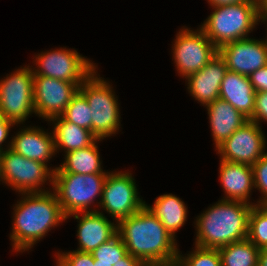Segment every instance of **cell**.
I'll return each mask as SVG.
<instances>
[{"mask_svg": "<svg viewBox=\"0 0 267 266\" xmlns=\"http://www.w3.org/2000/svg\"><path fill=\"white\" fill-rule=\"evenodd\" d=\"M117 234L127 252L145 266H176L179 252L177 240L146 205L119 221Z\"/></svg>", "mask_w": 267, "mask_h": 266, "instance_id": "6da1fadb", "label": "cell"}, {"mask_svg": "<svg viewBox=\"0 0 267 266\" xmlns=\"http://www.w3.org/2000/svg\"><path fill=\"white\" fill-rule=\"evenodd\" d=\"M52 191L50 188L46 192L21 193L12 212V252L31 250L51 229L67 220Z\"/></svg>", "mask_w": 267, "mask_h": 266, "instance_id": "7a4b0ae2", "label": "cell"}, {"mask_svg": "<svg viewBox=\"0 0 267 266\" xmlns=\"http://www.w3.org/2000/svg\"><path fill=\"white\" fill-rule=\"evenodd\" d=\"M254 205L235 200L220 199L195 219L194 245L220 249L248 236L249 215Z\"/></svg>", "mask_w": 267, "mask_h": 266, "instance_id": "3957f363", "label": "cell"}, {"mask_svg": "<svg viewBox=\"0 0 267 266\" xmlns=\"http://www.w3.org/2000/svg\"><path fill=\"white\" fill-rule=\"evenodd\" d=\"M211 7L214 11L199 28L218 49L226 43L249 38L260 22L257 1Z\"/></svg>", "mask_w": 267, "mask_h": 266, "instance_id": "277c9868", "label": "cell"}, {"mask_svg": "<svg viewBox=\"0 0 267 266\" xmlns=\"http://www.w3.org/2000/svg\"><path fill=\"white\" fill-rule=\"evenodd\" d=\"M106 178L107 174L53 173L52 189L64 215L98 211Z\"/></svg>", "mask_w": 267, "mask_h": 266, "instance_id": "5b68a950", "label": "cell"}, {"mask_svg": "<svg viewBox=\"0 0 267 266\" xmlns=\"http://www.w3.org/2000/svg\"><path fill=\"white\" fill-rule=\"evenodd\" d=\"M95 70L79 87L91 108L92 133L104 140L119 132L120 110L118 98L110 82ZM99 75V76H98Z\"/></svg>", "mask_w": 267, "mask_h": 266, "instance_id": "8992f818", "label": "cell"}, {"mask_svg": "<svg viewBox=\"0 0 267 266\" xmlns=\"http://www.w3.org/2000/svg\"><path fill=\"white\" fill-rule=\"evenodd\" d=\"M6 147L1 152L2 183L19 194L49 191L43 185L45 182L53 185V173L57 167L51 168L42 162L25 158L11 149V140Z\"/></svg>", "mask_w": 267, "mask_h": 266, "instance_id": "52a82bcc", "label": "cell"}, {"mask_svg": "<svg viewBox=\"0 0 267 266\" xmlns=\"http://www.w3.org/2000/svg\"><path fill=\"white\" fill-rule=\"evenodd\" d=\"M32 67L21 66L0 80V116L16 126L35 114Z\"/></svg>", "mask_w": 267, "mask_h": 266, "instance_id": "ba28073f", "label": "cell"}, {"mask_svg": "<svg viewBox=\"0 0 267 266\" xmlns=\"http://www.w3.org/2000/svg\"><path fill=\"white\" fill-rule=\"evenodd\" d=\"M33 57L34 76H47L71 83L81 84L96 70V63L83 57L77 50L57 48L37 53Z\"/></svg>", "mask_w": 267, "mask_h": 266, "instance_id": "9c48e42d", "label": "cell"}, {"mask_svg": "<svg viewBox=\"0 0 267 266\" xmlns=\"http://www.w3.org/2000/svg\"><path fill=\"white\" fill-rule=\"evenodd\" d=\"M176 34L172 48L174 64L178 75L186 79L201 70L217 54L218 48L200 29L181 27ZM191 29V30H190Z\"/></svg>", "mask_w": 267, "mask_h": 266, "instance_id": "30bf717a", "label": "cell"}, {"mask_svg": "<svg viewBox=\"0 0 267 266\" xmlns=\"http://www.w3.org/2000/svg\"><path fill=\"white\" fill-rule=\"evenodd\" d=\"M135 183L129 171H109L107 174L99 207L116 223L135 214L145 205Z\"/></svg>", "mask_w": 267, "mask_h": 266, "instance_id": "8fae6325", "label": "cell"}, {"mask_svg": "<svg viewBox=\"0 0 267 266\" xmlns=\"http://www.w3.org/2000/svg\"><path fill=\"white\" fill-rule=\"evenodd\" d=\"M262 126L248 121L238 128L215 151L220 159L231 163L253 165L267 151V140Z\"/></svg>", "mask_w": 267, "mask_h": 266, "instance_id": "7c38bea8", "label": "cell"}, {"mask_svg": "<svg viewBox=\"0 0 267 266\" xmlns=\"http://www.w3.org/2000/svg\"><path fill=\"white\" fill-rule=\"evenodd\" d=\"M78 90L79 86L76 83L47 76H34L35 114L46 119L45 121L61 116Z\"/></svg>", "mask_w": 267, "mask_h": 266, "instance_id": "4fadbf2b", "label": "cell"}, {"mask_svg": "<svg viewBox=\"0 0 267 266\" xmlns=\"http://www.w3.org/2000/svg\"><path fill=\"white\" fill-rule=\"evenodd\" d=\"M261 40V41H260ZM244 38L224 44L218 49L228 71L250 76L267 65V38Z\"/></svg>", "mask_w": 267, "mask_h": 266, "instance_id": "5bb4252c", "label": "cell"}, {"mask_svg": "<svg viewBox=\"0 0 267 266\" xmlns=\"http://www.w3.org/2000/svg\"><path fill=\"white\" fill-rule=\"evenodd\" d=\"M103 212L105 211L99 209L94 212L75 213L66 217V219L74 217L78 221L76 236L79 246L76 251L92 253L102 243L109 241L117 234V223L108 220Z\"/></svg>", "mask_w": 267, "mask_h": 266, "instance_id": "9a60e30c", "label": "cell"}, {"mask_svg": "<svg viewBox=\"0 0 267 266\" xmlns=\"http://www.w3.org/2000/svg\"><path fill=\"white\" fill-rule=\"evenodd\" d=\"M227 71L226 62L218 53L201 70L186 78L188 92L205 107L219 99L221 82Z\"/></svg>", "mask_w": 267, "mask_h": 266, "instance_id": "2e32d148", "label": "cell"}, {"mask_svg": "<svg viewBox=\"0 0 267 266\" xmlns=\"http://www.w3.org/2000/svg\"><path fill=\"white\" fill-rule=\"evenodd\" d=\"M23 127L11 137V149L25 158L48 166V161L56 155L52 131L49 133L38 126Z\"/></svg>", "mask_w": 267, "mask_h": 266, "instance_id": "e0dca14e", "label": "cell"}, {"mask_svg": "<svg viewBox=\"0 0 267 266\" xmlns=\"http://www.w3.org/2000/svg\"><path fill=\"white\" fill-rule=\"evenodd\" d=\"M219 180L224 190L223 200L250 202L254 187L253 167L247 164L231 163L220 159Z\"/></svg>", "mask_w": 267, "mask_h": 266, "instance_id": "ac0fdd59", "label": "cell"}, {"mask_svg": "<svg viewBox=\"0 0 267 266\" xmlns=\"http://www.w3.org/2000/svg\"><path fill=\"white\" fill-rule=\"evenodd\" d=\"M205 108H207V114L209 116L215 149L238 128L249 121L247 117L237 111L230 103L220 98L206 105Z\"/></svg>", "mask_w": 267, "mask_h": 266, "instance_id": "d6986e66", "label": "cell"}, {"mask_svg": "<svg viewBox=\"0 0 267 266\" xmlns=\"http://www.w3.org/2000/svg\"><path fill=\"white\" fill-rule=\"evenodd\" d=\"M255 93L249 76L227 71L221 82L219 98L250 119L254 111Z\"/></svg>", "mask_w": 267, "mask_h": 266, "instance_id": "ffe728a7", "label": "cell"}, {"mask_svg": "<svg viewBox=\"0 0 267 266\" xmlns=\"http://www.w3.org/2000/svg\"><path fill=\"white\" fill-rule=\"evenodd\" d=\"M48 122H52L54 126L52 128V134L56 154L60 150L68 153L77 149L86 148L98 139L92 131L66 121L62 116L52 118Z\"/></svg>", "mask_w": 267, "mask_h": 266, "instance_id": "44dd1931", "label": "cell"}, {"mask_svg": "<svg viewBox=\"0 0 267 266\" xmlns=\"http://www.w3.org/2000/svg\"><path fill=\"white\" fill-rule=\"evenodd\" d=\"M145 205L174 238L176 231L183 227L187 221L188 207L176 195L163 194L155 199L152 206L147 203Z\"/></svg>", "mask_w": 267, "mask_h": 266, "instance_id": "7402d4cb", "label": "cell"}, {"mask_svg": "<svg viewBox=\"0 0 267 266\" xmlns=\"http://www.w3.org/2000/svg\"><path fill=\"white\" fill-rule=\"evenodd\" d=\"M102 139H97L92 145L77 149L64 155V162L54 171V173H76V174H108L102 169V161L97 142Z\"/></svg>", "mask_w": 267, "mask_h": 266, "instance_id": "603a6c76", "label": "cell"}, {"mask_svg": "<svg viewBox=\"0 0 267 266\" xmlns=\"http://www.w3.org/2000/svg\"><path fill=\"white\" fill-rule=\"evenodd\" d=\"M222 266H258L260 249L248 238L218 249Z\"/></svg>", "mask_w": 267, "mask_h": 266, "instance_id": "cb8c5ba5", "label": "cell"}, {"mask_svg": "<svg viewBox=\"0 0 267 266\" xmlns=\"http://www.w3.org/2000/svg\"><path fill=\"white\" fill-rule=\"evenodd\" d=\"M247 238L259 249L267 247V203L252 207Z\"/></svg>", "mask_w": 267, "mask_h": 266, "instance_id": "d4e9b609", "label": "cell"}, {"mask_svg": "<svg viewBox=\"0 0 267 266\" xmlns=\"http://www.w3.org/2000/svg\"><path fill=\"white\" fill-rule=\"evenodd\" d=\"M91 111L85 96L78 90L61 116L66 121L92 131Z\"/></svg>", "mask_w": 267, "mask_h": 266, "instance_id": "484cf974", "label": "cell"}, {"mask_svg": "<svg viewBox=\"0 0 267 266\" xmlns=\"http://www.w3.org/2000/svg\"><path fill=\"white\" fill-rule=\"evenodd\" d=\"M180 252L179 250L176 266H222L218 249L195 246L193 251L184 254L185 256Z\"/></svg>", "mask_w": 267, "mask_h": 266, "instance_id": "4316f807", "label": "cell"}, {"mask_svg": "<svg viewBox=\"0 0 267 266\" xmlns=\"http://www.w3.org/2000/svg\"><path fill=\"white\" fill-rule=\"evenodd\" d=\"M127 249L121 237L116 234L109 241L102 243L91 254L96 262L113 263L119 262L127 254Z\"/></svg>", "mask_w": 267, "mask_h": 266, "instance_id": "83f0119b", "label": "cell"}, {"mask_svg": "<svg viewBox=\"0 0 267 266\" xmlns=\"http://www.w3.org/2000/svg\"><path fill=\"white\" fill-rule=\"evenodd\" d=\"M254 187L261 196L255 205L267 203V152L258 159L253 165Z\"/></svg>", "mask_w": 267, "mask_h": 266, "instance_id": "f1b7e54d", "label": "cell"}, {"mask_svg": "<svg viewBox=\"0 0 267 266\" xmlns=\"http://www.w3.org/2000/svg\"><path fill=\"white\" fill-rule=\"evenodd\" d=\"M56 266H94L95 259L91 253L80 251L60 252L56 254Z\"/></svg>", "mask_w": 267, "mask_h": 266, "instance_id": "f546056e", "label": "cell"}, {"mask_svg": "<svg viewBox=\"0 0 267 266\" xmlns=\"http://www.w3.org/2000/svg\"><path fill=\"white\" fill-rule=\"evenodd\" d=\"M249 120L259 126L263 121L267 122V92L255 93L253 116Z\"/></svg>", "mask_w": 267, "mask_h": 266, "instance_id": "4dcf8cb0", "label": "cell"}, {"mask_svg": "<svg viewBox=\"0 0 267 266\" xmlns=\"http://www.w3.org/2000/svg\"><path fill=\"white\" fill-rule=\"evenodd\" d=\"M249 79L255 92H267V65L253 72Z\"/></svg>", "mask_w": 267, "mask_h": 266, "instance_id": "1f68e13d", "label": "cell"}, {"mask_svg": "<svg viewBox=\"0 0 267 266\" xmlns=\"http://www.w3.org/2000/svg\"><path fill=\"white\" fill-rule=\"evenodd\" d=\"M12 127H15L12 121L0 116V152L5 150L2 146L4 145L3 143H7L6 140H8L9 132Z\"/></svg>", "mask_w": 267, "mask_h": 266, "instance_id": "d6a6232c", "label": "cell"}, {"mask_svg": "<svg viewBox=\"0 0 267 266\" xmlns=\"http://www.w3.org/2000/svg\"><path fill=\"white\" fill-rule=\"evenodd\" d=\"M113 266H145L137 257L127 253L123 258L119 259Z\"/></svg>", "mask_w": 267, "mask_h": 266, "instance_id": "836d02e7", "label": "cell"}, {"mask_svg": "<svg viewBox=\"0 0 267 266\" xmlns=\"http://www.w3.org/2000/svg\"><path fill=\"white\" fill-rule=\"evenodd\" d=\"M259 21L267 23V0H257ZM266 22V23H265Z\"/></svg>", "mask_w": 267, "mask_h": 266, "instance_id": "e575fe53", "label": "cell"}, {"mask_svg": "<svg viewBox=\"0 0 267 266\" xmlns=\"http://www.w3.org/2000/svg\"><path fill=\"white\" fill-rule=\"evenodd\" d=\"M245 1H257V0H207L210 6L237 4Z\"/></svg>", "mask_w": 267, "mask_h": 266, "instance_id": "d590c367", "label": "cell"}, {"mask_svg": "<svg viewBox=\"0 0 267 266\" xmlns=\"http://www.w3.org/2000/svg\"><path fill=\"white\" fill-rule=\"evenodd\" d=\"M258 266H267V247L261 248L259 251Z\"/></svg>", "mask_w": 267, "mask_h": 266, "instance_id": "8d00e7d4", "label": "cell"}, {"mask_svg": "<svg viewBox=\"0 0 267 266\" xmlns=\"http://www.w3.org/2000/svg\"><path fill=\"white\" fill-rule=\"evenodd\" d=\"M94 266H113V263H99L95 261Z\"/></svg>", "mask_w": 267, "mask_h": 266, "instance_id": "74e56055", "label": "cell"}, {"mask_svg": "<svg viewBox=\"0 0 267 266\" xmlns=\"http://www.w3.org/2000/svg\"><path fill=\"white\" fill-rule=\"evenodd\" d=\"M0 181H2V178H1V152H0Z\"/></svg>", "mask_w": 267, "mask_h": 266, "instance_id": "f35d334b", "label": "cell"}]
</instances>
